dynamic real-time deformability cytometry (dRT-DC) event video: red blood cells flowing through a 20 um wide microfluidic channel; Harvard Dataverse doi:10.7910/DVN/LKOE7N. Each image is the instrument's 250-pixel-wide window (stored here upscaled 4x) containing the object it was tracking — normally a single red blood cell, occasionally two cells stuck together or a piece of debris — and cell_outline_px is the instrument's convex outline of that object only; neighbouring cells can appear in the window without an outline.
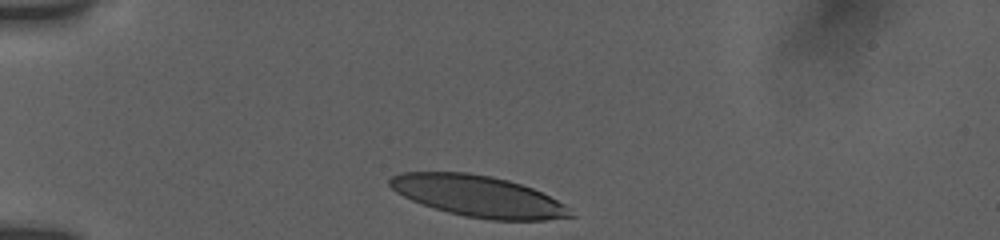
{"species": "human", "species_latin": "Homo sapiens", "temperature_condition": "room temperature", "stored_images_in_passage": 15, "camera_frame_rate_fps": 3000, "um_per_image_px": 0.085, "donor": {"sex": "female"}, "frame": {"image": 1, "passage_image": 1, "time_ms": 0.0, "image_size_px": [1000, 240], "cell_outline_px": [[576, 216], [544, 220], [488, 220], [464, 216], [448, 212], [412, 200], [396, 192], [388, 184], [388, 180], [392, 176], [400, 172], [468, 172], [492, 176], [508, 180], [532, 188], [572, 208]], "centroid_in_image_um": [40.67, 16.67], "position_along_channel_um": 44.3, "area_um2": 43.35}}
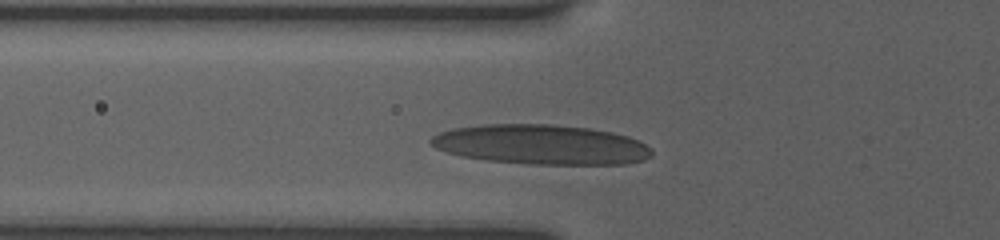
{"frame": {"image": 2, "passage_image": 11, "time_ms": 2.0, "image_size_px": [1000, 240], "cell_outline_px": [[652, 156], [644, 160], [628, 164], [532, 164], [484, 160], [460, 156], [436, 148], [428, 140], [432, 136], [440, 132], [452, 128], [484, 124], [552, 124], [588, 128], [612, 132], [628, 136], [652, 148]], "centroid_in_image_um": [45.99, 12.29], "position_along_channel_um": 79.8, "area_um2": 51.38}}